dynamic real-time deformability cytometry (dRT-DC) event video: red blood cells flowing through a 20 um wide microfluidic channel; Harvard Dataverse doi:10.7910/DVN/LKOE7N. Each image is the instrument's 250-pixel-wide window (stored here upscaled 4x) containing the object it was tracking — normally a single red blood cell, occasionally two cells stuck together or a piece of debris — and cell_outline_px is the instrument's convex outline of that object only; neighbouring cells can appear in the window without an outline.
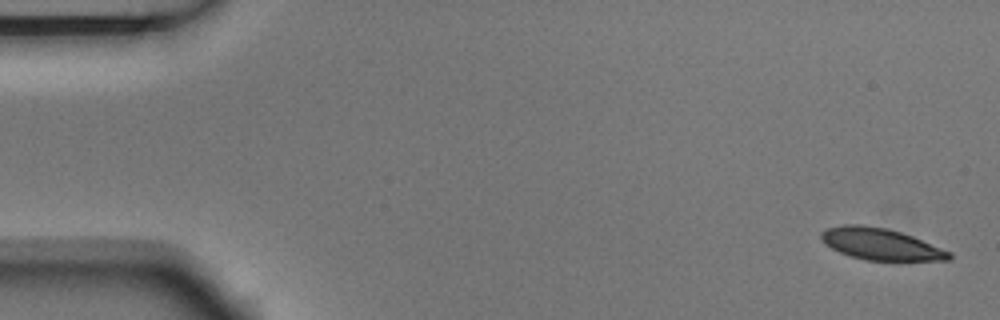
{"species": "Egyptian fruit bat (a non-hibernating species)", "species_latin": "Rousettus aegyptiacus", "temperature_condition": "room temperature", "stored_images_in_passage": 4, "segment_of_instrument_passage": [1, 2], "camera_frame_rate_fps": 3000, "um_per_image_px": 0.085, "animal": {"sex": "male"}, "frame": {"image": 1, "passage_image": 1, "time_ms": 0.0, "image_size_px": [1000, 320], "cell_outline_px": [[952, 260], [896, 264], [864, 260], [840, 252], [832, 248], [820, 236], [820, 232], [828, 228], [844, 224], [864, 224], [888, 228], [912, 236], [952, 252]], "centroid_in_image_um": [74.98, 20.81], "position_along_channel_um": 10.0, "area_um2": 24.68}}